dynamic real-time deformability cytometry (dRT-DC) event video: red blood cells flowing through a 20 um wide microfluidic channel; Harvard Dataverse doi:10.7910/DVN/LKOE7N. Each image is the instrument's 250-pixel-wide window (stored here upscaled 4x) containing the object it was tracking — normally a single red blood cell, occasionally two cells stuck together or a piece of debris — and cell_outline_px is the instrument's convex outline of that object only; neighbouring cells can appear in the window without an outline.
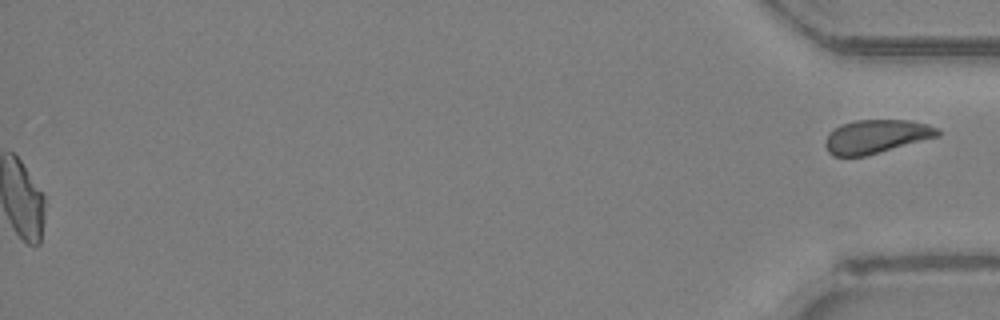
{"species": "Egyptian fruit bat (a non-hibernating species)", "species_latin": "Rousettus aegyptiacus", "temperature_condition": "room temperature", "stored_images_in_passage": 34, "segment_of_instrument_passage": [2, 2], "camera_frame_rate_fps": 3000, "um_per_image_px": 0.085, "animal": {"sex": "female"}, "frame": {"image": 1, "passage_image": 34, "time_ms": 11.0, "image_size_px": [1000, 320], "cell_outline_px": [[940, 136], [864, 156], [832, 156], [828, 152], [824, 144], [828, 136], [840, 124], [856, 120], [908, 120], [928, 124], [940, 128]], "centroid_in_image_um": [74.51, 11.6], "position_along_channel_um": 360.7, "area_um2": 21.91}}